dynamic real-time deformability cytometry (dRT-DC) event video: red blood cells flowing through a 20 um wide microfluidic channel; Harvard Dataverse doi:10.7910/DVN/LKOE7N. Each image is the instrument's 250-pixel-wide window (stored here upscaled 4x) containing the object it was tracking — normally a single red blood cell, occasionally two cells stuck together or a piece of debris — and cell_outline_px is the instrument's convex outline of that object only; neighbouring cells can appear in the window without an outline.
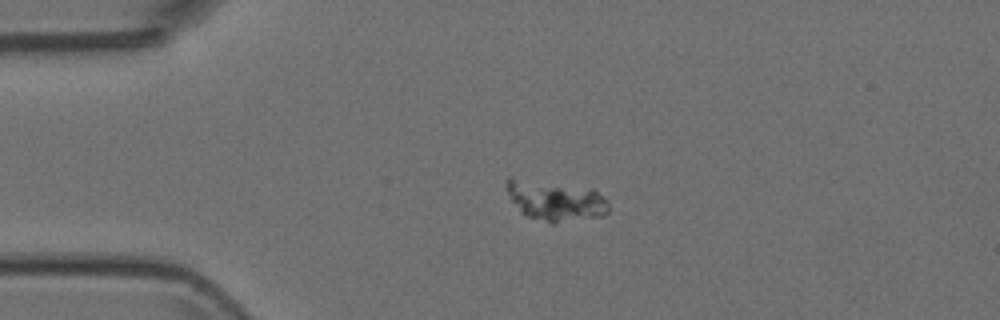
{"species": "Egyptian fruit bat (a non-hibernating species)", "species_latin": "Rousettus aegyptiacus", "temperature_condition": "room temperature", "stored_images_in_passage": 2, "camera_frame_rate_fps": 3000, "um_per_image_px": 0.085, "animal": {"sex": "female"}, "frame": {"image": 1, "passage_image": 1, "time_ms": 0.0, "image_size_px": [1000, 320], "cell_outline_px": [[608, 212], [604, 216], [552, 224], [524, 216], [520, 212], [512, 200], [508, 192], [508, 176], [512, 176], [592, 188], [608, 200]], "centroid_in_image_um": [47.23, 17.06], "position_along_channel_um": 37.8, "area_um2": 24.39}}